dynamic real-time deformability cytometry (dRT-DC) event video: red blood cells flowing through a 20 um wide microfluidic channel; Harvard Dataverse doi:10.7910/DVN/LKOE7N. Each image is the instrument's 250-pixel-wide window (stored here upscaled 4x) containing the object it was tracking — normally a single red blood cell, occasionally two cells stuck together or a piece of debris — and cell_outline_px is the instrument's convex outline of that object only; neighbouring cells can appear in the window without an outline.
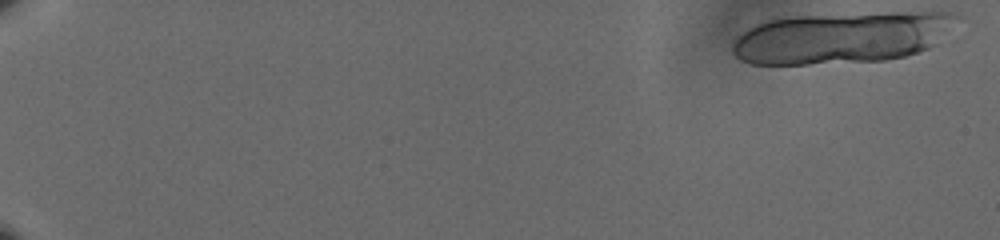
{"species": "human", "species_latin": "Homo sapiens", "temperature_condition": "cold", "stored_images_in_passage": 27, "camera_frame_rate_fps": 3000, "um_per_image_px": 0.085, "donor": {"sex": "male"}, "frame": {"image": 1, "passage_image": 1, "time_ms": 0.0, "image_size_px": [1000, 240], "cell_outline_px": [[960, 16], [936, 44], [928, 48], [904, 56], [884, 60], [808, 64], [752, 64], [740, 60], [732, 52], [732, 48], [736, 40], [748, 28], [756, 24], [768, 20], [796, 16], [888, 12], [952, 12]], "centroid_in_image_um": [71.54, 3.19], "position_along_channel_um": 13.5, "area_um2": 66.87}}
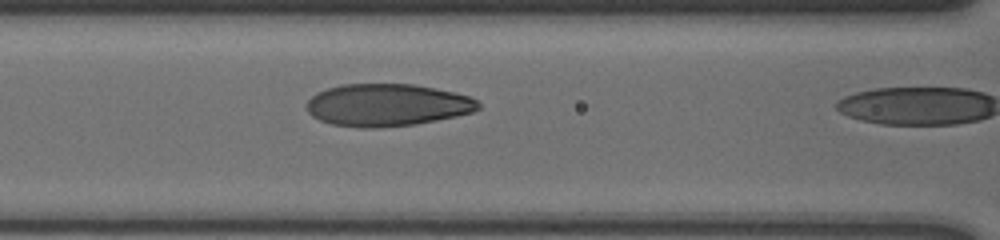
{"frame": {"image": 2, "passage_image": 26, "time_ms": 8.333, "image_size_px": [1000, 240], "cell_outline_px": [[480, 108], [472, 112], [456, 116], [416, 124], [376, 128], [364, 128], [332, 124], [320, 120], [312, 116], [308, 112], [308, 100], [316, 92], [340, 84], [412, 84], [452, 92], [468, 96], [476, 100], [480, 104]], "centroid_in_image_um": [32.88, 8.93], "position_along_channel_um": 133.7, "area_um2": 42.14}}